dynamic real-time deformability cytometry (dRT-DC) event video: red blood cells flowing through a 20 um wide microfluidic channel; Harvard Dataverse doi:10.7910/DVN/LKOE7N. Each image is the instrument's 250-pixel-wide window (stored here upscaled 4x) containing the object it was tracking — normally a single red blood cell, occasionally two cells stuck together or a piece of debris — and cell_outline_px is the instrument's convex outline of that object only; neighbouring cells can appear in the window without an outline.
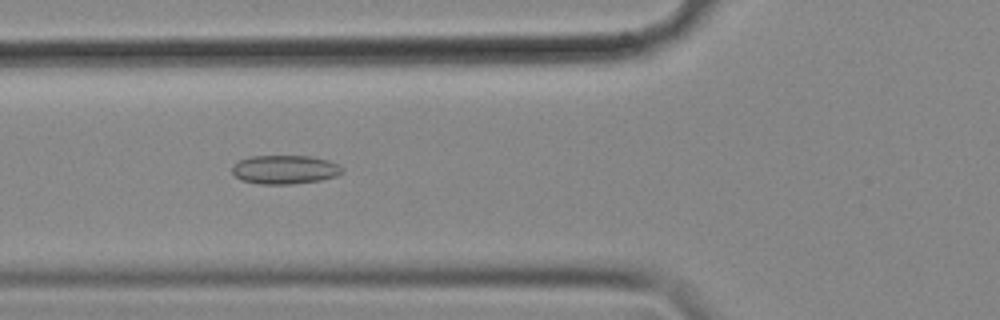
{"species": "common noctule bat (a hibernating species)", "species_latin": "Nyctalus noctula", "temperature_condition": "cold", "stored_images_in_passage": 53, "camera_frame_rate_fps": 3000, "um_per_image_px": 0.085, "animal": {"sex": "female", "body_mass_g": 18.4}, "frame": {"image": 1, "passage_image": 18, "time_ms": 5.667, "image_size_px": [1000, 320], "cell_outline_px": [[344, 172], [336, 176], [320, 180], [292, 184], [260, 184], [240, 180], [232, 172], [232, 164], [248, 156], [308, 156], [328, 160], [340, 164], [344, 168]], "centroid_in_image_um": [24.22, 14.41], "position_along_channel_um": 101.6, "area_um2": 18.67}}
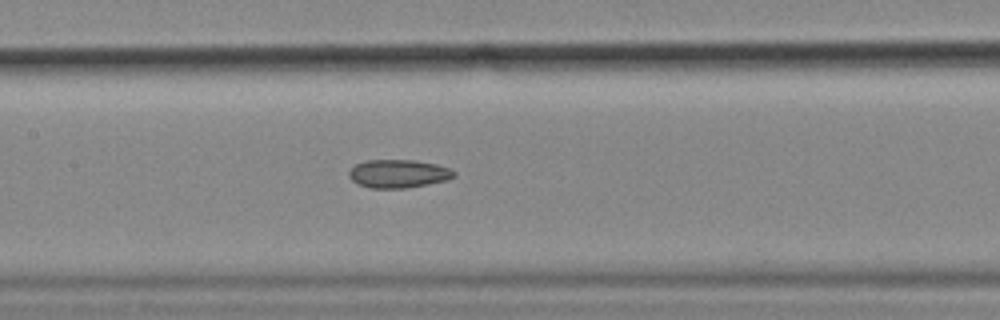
{"frame": {"image": 2, "passage_image": 24, "time_ms": 7.667, "image_size_px": [1000, 320], "cell_outline_px": [[456, 176], [448, 180], [428, 184], [404, 188], [368, 188], [352, 180], [348, 176], [348, 172], [356, 164], [364, 160], [412, 160], [436, 164], [448, 168], [456, 172]], "centroid_in_image_um": [33.86, 14.76], "position_along_channel_um": 173.5, "area_um2": 17.28}}
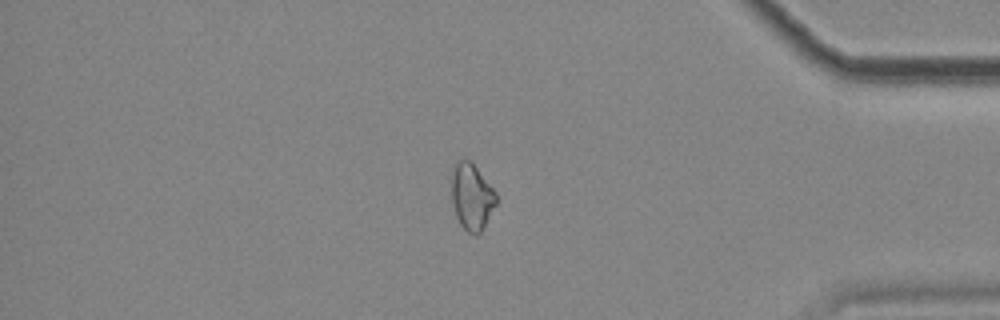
{"frame": {"image": 3, "passage_image": 45, "time_ms": 14.667, "image_size_px": [1000, 320], "cell_outline_px": [[496, 204], [480, 232], [476, 236], [468, 232], [460, 224], [456, 216], [452, 204], [448, 180], [456, 164], [464, 156], [476, 168], [496, 192]], "centroid_in_image_um": [40.03, 16.7], "position_along_channel_um": 395.2, "area_um2": 17.4}, "authors_computed_cell_mechanics": {"area_um2": 18.207, "velocity_mm_per_s": 3.5885, "shape_relaxation_time_tau1_ms": null, "shape_relaxation_time_tau2_ms": 9.8458, "deformation_change_tau1": null, "deformation_change_tau2": 0.1533}}